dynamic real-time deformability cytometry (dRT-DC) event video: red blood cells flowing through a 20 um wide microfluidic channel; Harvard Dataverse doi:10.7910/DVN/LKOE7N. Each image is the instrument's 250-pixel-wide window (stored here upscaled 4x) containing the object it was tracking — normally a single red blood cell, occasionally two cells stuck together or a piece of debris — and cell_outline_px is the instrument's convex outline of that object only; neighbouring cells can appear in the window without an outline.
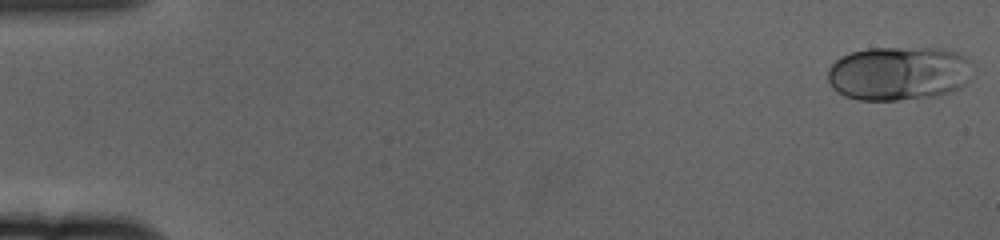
{"species": "human", "species_latin": "Homo sapiens", "temperature_condition": "cold", "stored_images_in_passage": 60, "camera_frame_rate_fps": 3000, "um_per_image_px": 0.085, "donor": {"sex": "female"}, "frame": {"image": 1, "passage_image": 1, "time_ms": 0.0, "image_size_px": [1000, 240], "cell_outline_px": [[972, 60], [968, 84], [960, 88], [936, 96], [896, 100], [860, 100], [844, 96], [836, 92], [832, 88], [828, 80], [828, 68], [840, 56], [852, 52], [868, 48], [944, 48], [968, 56]], "centroid_in_image_um": [76.41, 6.23], "position_along_channel_um": 8.6, "area_um2": 46.24}}
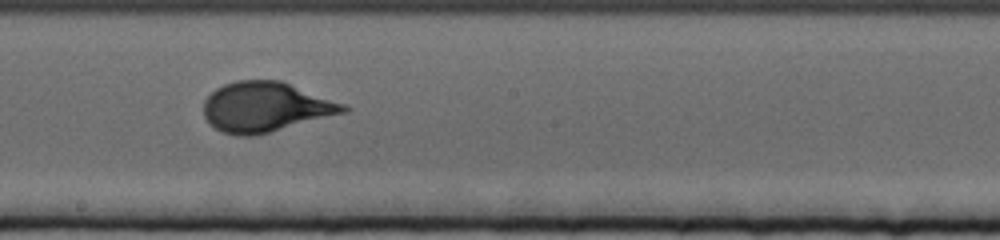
{"frame": {"image": 2, "passage_image": 34, "time_ms": 11.0, "image_size_px": [1000, 240], "cell_outline_px": [[352, 108], [348, 112], [252, 136], [236, 136], [220, 132], [204, 116], [204, 100], [216, 88], [224, 84], [236, 80], [280, 80], [344, 104]], "centroid_in_image_um": [22.57, 9.09], "position_along_channel_um": 225.6, "area_um2": 40.4}}
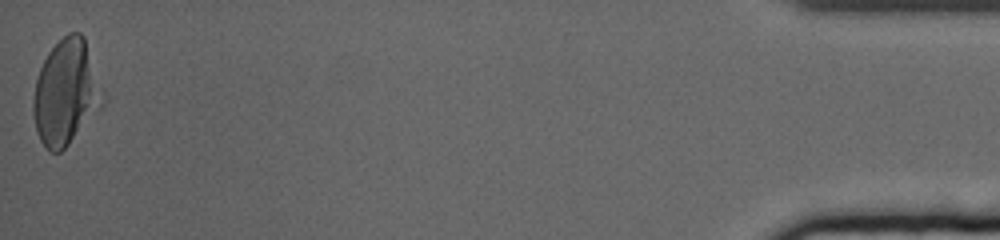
{"frame": {"image": 3, "passage_image": 60, "time_ms": 19.667, "image_size_px": [1000, 240], "cell_outline_px": [[104, 104], [68, 144], [60, 152], [52, 152], [40, 140], [36, 132], [32, 112], [32, 104], [36, 80], [40, 68], [48, 52], [68, 32], [80, 32], [84, 36], [104, 96]], "centroid_in_image_um": [5.59, 7.86], "position_along_channel_um": 429.6, "area_um2": 42.08}, "authors_computed_cell_mechanics": {"area_um2": 39.9976, "velocity_mm_per_s": 3.359, "shape_relaxation_time_tau1_ms": 5.4272, "shape_relaxation_time_tau2_ms": null, "deformation_change_tau1": 0.2024, "deformation_change_tau2": null}}